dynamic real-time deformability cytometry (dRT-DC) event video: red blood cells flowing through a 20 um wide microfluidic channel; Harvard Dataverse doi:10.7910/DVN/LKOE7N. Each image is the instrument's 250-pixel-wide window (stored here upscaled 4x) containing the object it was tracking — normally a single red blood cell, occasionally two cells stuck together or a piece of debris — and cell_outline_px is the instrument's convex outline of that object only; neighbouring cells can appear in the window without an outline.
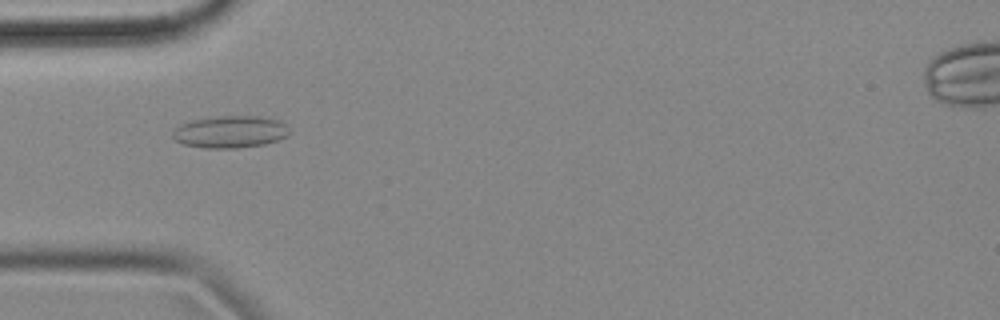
{"species": "common noctule bat (a hibernating species)", "species_latin": "Nyctalus noctula", "temperature_condition": "cold", "stored_images_in_passage": 46, "camera_frame_rate_fps": 3000, "um_per_image_px": 0.085, "animal": {"sex": "female", "body_mass_g": 18.4}, "frame": {"image": 1, "passage_image": 7, "time_ms": 2.0, "image_size_px": [1000, 320], "cell_outline_px": [[292, 132], [288, 136], [264, 144], [236, 148], [204, 148], [184, 144], [176, 140], [172, 136], [172, 132], [180, 124], [192, 120], [220, 116], [260, 116], [280, 120], [288, 124]], "centroid_in_image_um": [19.63, 11.2], "position_along_channel_um": 65.4, "area_um2": 22.02}}
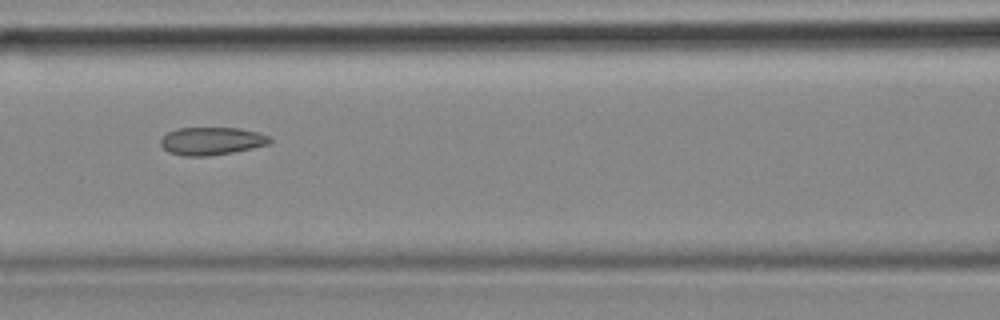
{"frame": {"image": 2, "passage_image": 14, "time_ms": 4.333, "image_size_px": [1000, 320], "cell_outline_px": [[272, 140], [268, 144], [252, 148], [232, 152], [208, 156], [184, 156], [168, 152], [160, 144], [160, 140], [168, 132], [176, 128], [240, 128], [256, 132], [268, 136]], "centroid_in_image_um": [17.95, 11.99], "position_along_channel_um": 148.6, "area_um2": 17.57}}
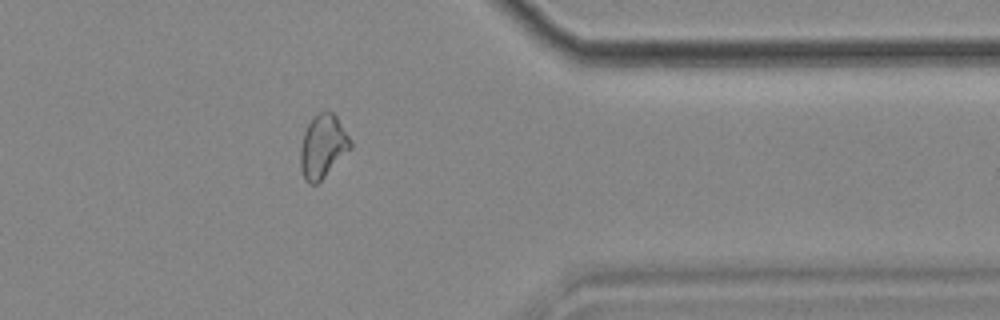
{"frame": {"image": 3, "passage_image": 35, "time_ms": 11.333, "image_size_px": [1000, 320], "cell_outline_px": [[352, 148], [316, 184], [308, 184], [304, 180], [300, 168], [300, 148], [304, 132], [312, 116], [316, 112], [332, 112], [336, 116], [352, 140]], "centroid_in_image_um": [27.43, 12.43], "position_along_channel_um": 384.0, "area_um2": 18.55}, "authors_computed_cell_mechanics": {"area_um2": 18.2937, "velocity_mm_per_s": 3.5753, "shape_relaxation_time_tau1_ms": null, "shape_relaxation_time_tau2_ms": 3.2081, "deformation_change_tau1": null, "deformation_change_tau2": 0.0978}}